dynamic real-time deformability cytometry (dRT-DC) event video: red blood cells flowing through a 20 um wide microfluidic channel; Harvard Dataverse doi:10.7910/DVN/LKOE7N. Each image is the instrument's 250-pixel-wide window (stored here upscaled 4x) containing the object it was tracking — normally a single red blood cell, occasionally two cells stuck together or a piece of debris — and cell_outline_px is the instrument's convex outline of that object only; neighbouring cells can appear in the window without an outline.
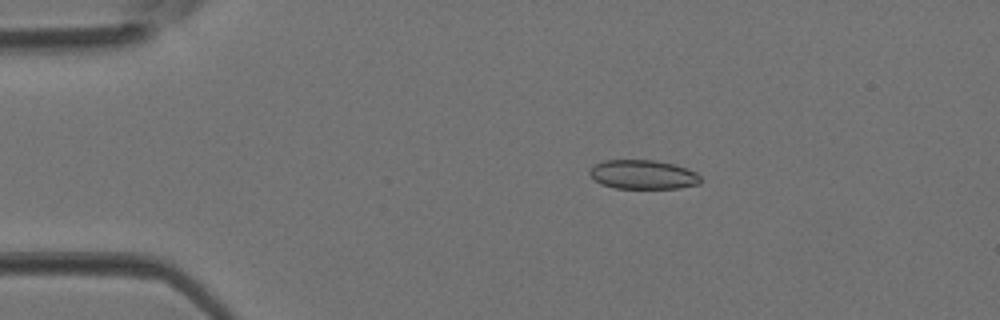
{"species": "Egyptian fruit bat (a non-hibernating species)", "species_latin": "Rousettus aegyptiacus", "temperature_condition": "room temperature", "stored_images_in_passage": 5, "segment_of_instrument_passage": [1, 2], "camera_frame_rate_fps": 3000, "um_per_image_px": 0.085, "animal": {"sex": "female"}, "frame": {"image": 1, "passage_image": 3, "time_ms": 0.667, "image_size_px": [1000, 320], "cell_outline_px": [[700, 184], [680, 188], [616, 188], [600, 184], [588, 172], [596, 164], [604, 160], [656, 160], [676, 164], [688, 168], [696, 172], [700, 176]], "centroid_in_image_um": [54.7, 14.83], "position_along_channel_um": 30.3, "area_um2": 18.9}}